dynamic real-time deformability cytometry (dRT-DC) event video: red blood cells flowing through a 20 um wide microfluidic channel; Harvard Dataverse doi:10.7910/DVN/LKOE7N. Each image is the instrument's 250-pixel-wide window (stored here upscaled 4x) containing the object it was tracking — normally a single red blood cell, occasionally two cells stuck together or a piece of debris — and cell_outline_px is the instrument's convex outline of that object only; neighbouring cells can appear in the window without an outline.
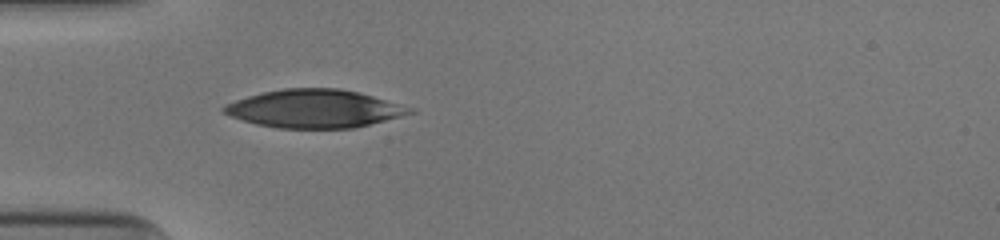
{"species": "human", "species_latin": "Homo sapiens", "temperature_condition": "cold", "stored_images_in_passage": 34, "camera_frame_rate_fps": 3000, "um_per_image_px": 0.085, "donor": {"sex": "male"}, "frame": {"image": 1, "passage_image": 1, "time_ms": 0.0, "image_size_px": [1000, 240], "cell_outline_px": [[416, 112], [352, 128], [276, 128], [256, 124], [232, 116], [224, 112], [220, 108], [224, 104], [248, 96], [264, 92], [284, 88], [340, 88], [372, 96], [412, 108]], "centroid_in_image_um": [26.67, 9.24], "position_along_channel_um": 58.3, "area_um2": 40.75}}
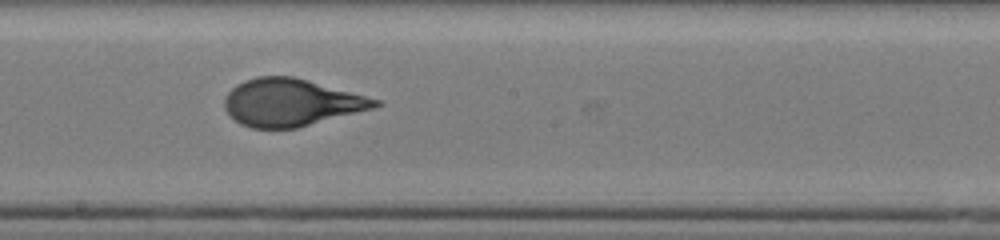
{"frame": {"image": 2, "passage_image": 14, "time_ms": 4.333, "image_size_px": [1000, 240], "cell_outline_px": [[384, 104], [372, 108], [296, 128], [252, 128], [240, 124], [224, 108], [224, 100], [228, 92], [236, 84], [244, 80], [256, 76], [292, 76], [308, 80], [380, 100]], "centroid_in_image_um": [24.71, 8.7], "position_along_channel_um": 223.5, "area_um2": 41.1}}
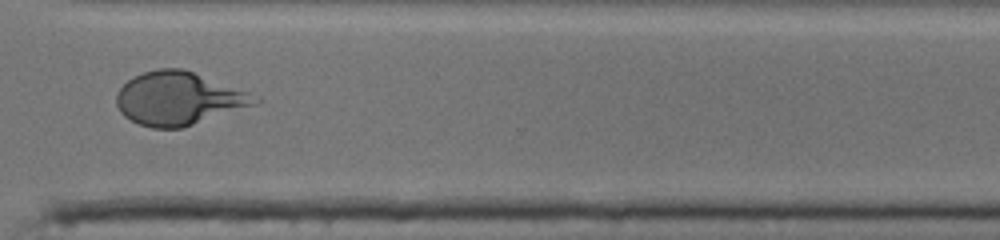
{"frame": {"image": 3, "passage_image": 24, "time_ms": 7.667, "image_size_px": [1000, 240], "cell_outline_px": [[260, 100], [256, 104], [184, 128], [152, 128], [140, 124], [124, 116], [120, 112], [116, 104], [116, 92], [132, 76], [144, 72], [160, 68], [184, 68], [248, 92]], "centroid_in_image_um": [15.15, 8.37], "position_along_channel_um": 355.5, "area_um2": 42.77}, "authors_computed_cell_mechanics": {"area_um2": 41.5582, "velocity_mm_per_s": 3.9517, "shape_relaxation_time_tau1_ms": 4.3263, "shape_relaxation_time_tau2_ms": null, "deformation_change_tau1": 0.2137, "deformation_change_tau2": null}}